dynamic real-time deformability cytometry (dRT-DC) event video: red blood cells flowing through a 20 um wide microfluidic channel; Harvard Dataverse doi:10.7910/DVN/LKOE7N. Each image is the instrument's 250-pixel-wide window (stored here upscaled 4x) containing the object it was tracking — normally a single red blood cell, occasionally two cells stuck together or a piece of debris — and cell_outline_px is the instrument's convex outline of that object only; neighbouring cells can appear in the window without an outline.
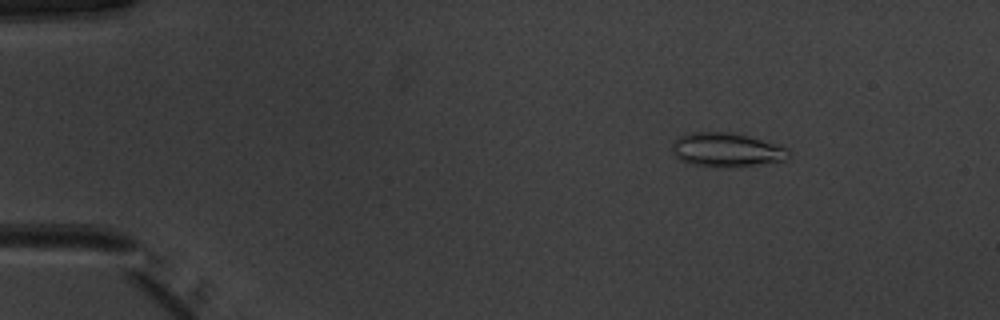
{"species": "common noctule bat (a hibernating species)", "species_latin": "Nyctalus noctula", "temperature_condition": "warm", "stored_images_in_passage": 52, "camera_frame_rate_fps": 3000, "um_per_image_px": 0.085, "animal": {"sex": "male", "body_mass_g": 20.1, "forearm_length_mm": 53.5}, "frame": {"image": 1, "passage_image": 8, "time_ms": 2.333, "image_size_px": [1000, 320], "cell_outline_px": [[792, 152], [784, 160], [752, 164], [692, 164], [680, 160], [672, 152], [672, 144], [680, 136], [688, 132], [732, 132], [748, 136], [788, 148]], "centroid_in_image_um": [61.73, 12.67], "position_along_channel_um": 23.3, "area_um2": 21.96}}
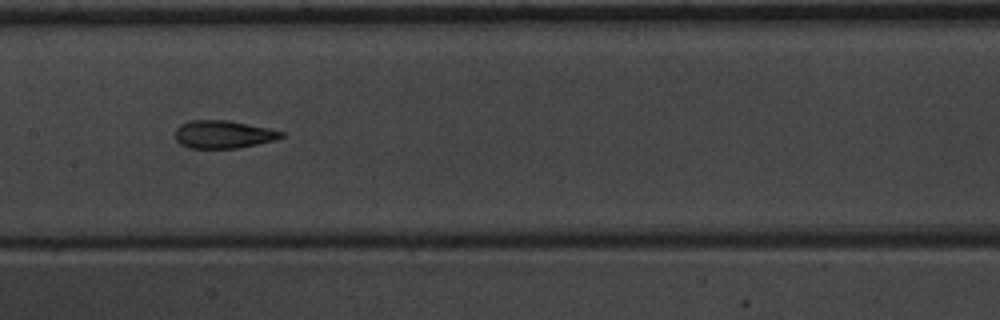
{"frame": {"image": 2, "passage_image": 27, "time_ms": 8.667, "image_size_px": [1000, 320], "cell_outline_px": [[284, 136], [276, 140], [236, 148], [188, 148], [180, 144], [176, 140], [176, 128], [180, 124], [192, 120], [228, 120], [272, 128], [284, 132]], "centroid_in_image_um": [19.0, 11.41], "position_along_channel_um": 188.4, "area_um2": 17.34}}
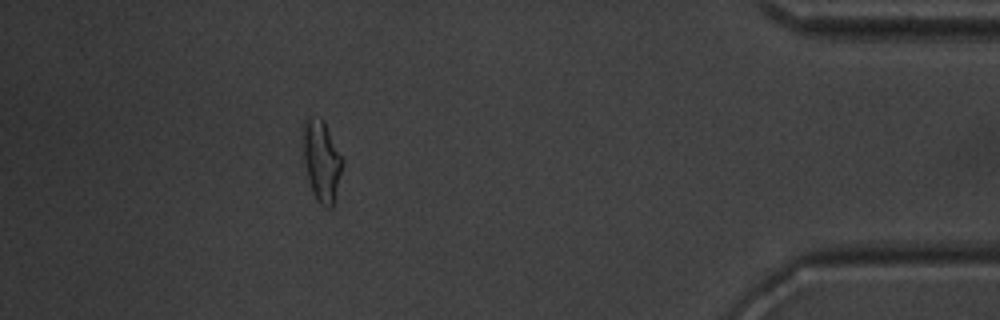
{"frame": {"image": 3, "passage_image": 47, "time_ms": 15.333, "image_size_px": [1000, 320], "cell_outline_px": [[344, 164], [332, 208], [328, 208], [320, 204], [316, 200], [308, 176], [304, 160], [300, 128], [308, 116], [320, 116], [324, 120], [344, 160]], "centroid_in_image_um": [27.33, 13.58], "position_along_channel_um": 407.9, "area_um2": 19.02}, "authors_computed_cell_mechanics": {"area_um2": 18.0336, "velocity_mm_per_s": 3.9816, "shape_relaxation_time_tau1_ms": 7.0709, "shape_relaxation_time_tau2_ms": 1.8773, "deformation_change_tau1": 0.2034, "deformation_change_tau2": 0.1074}}